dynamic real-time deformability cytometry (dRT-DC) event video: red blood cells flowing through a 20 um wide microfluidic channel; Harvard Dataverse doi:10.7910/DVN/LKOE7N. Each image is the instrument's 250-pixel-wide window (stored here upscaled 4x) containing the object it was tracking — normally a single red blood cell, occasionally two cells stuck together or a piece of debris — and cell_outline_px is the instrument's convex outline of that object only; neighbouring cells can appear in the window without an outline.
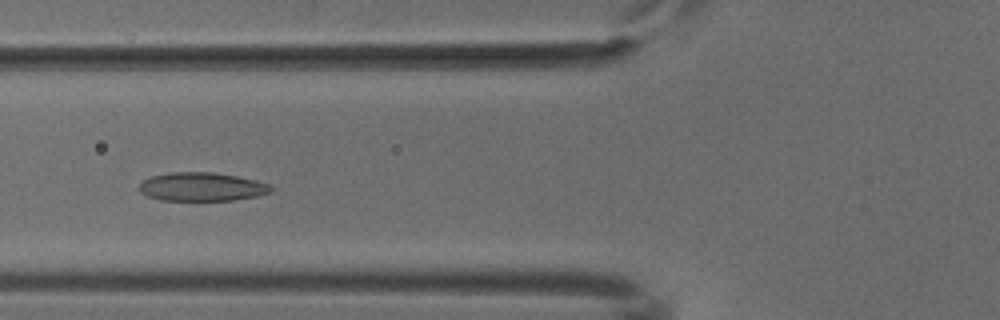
{"species": "common noctule bat (a hibernating species)", "species_latin": "Nyctalus noctula", "temperature_condition": "cold", "stored_images_in_passage": 44, "camera_frame_rate_fps": 3000, "um_per_image_px": 0.085, "animal": {"sex": "male", "body_mass_g": 18.8}, "frame": {"image": 1, "passage_image": 12, "time_ms": 3.667, "image_size_px": [1000, 320], "cell_outline_px": [[276, 188], [272, 192], [256, 196], [236, 200], [160, 200], [148, 196], [140, 192], [140, 184], [144, 180], [152, 176], [172, 172], [212, 172], [236, 176], [256, 180], [268, 184]], "centroid_in_image_um": [17.2, 15.88], "position_along_channel_um": 108.6, "area_um2": 21.91}}
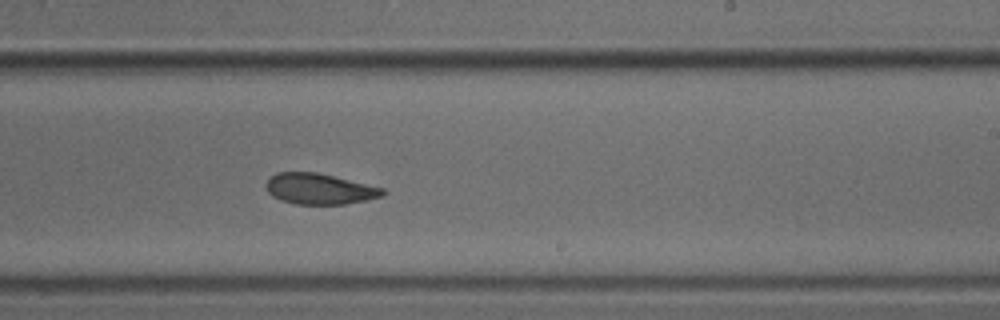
{"frame": {"image": 2, "passage_image": 24, "time_ms": 7.667, "image_size_px": [1000, 320], "cell_outline_px": [[388, 192], [384, 196], [368, 200], [344, 204], [296, 204], [280, 200], [272, 196], [268, 192], [264, 184], [276, 172], [316, 172], [384, 188]], "centroid_in_image_um": [27.17, 16.06], "position_along_channel_um": 261.8, "area_um2": 21.04}}
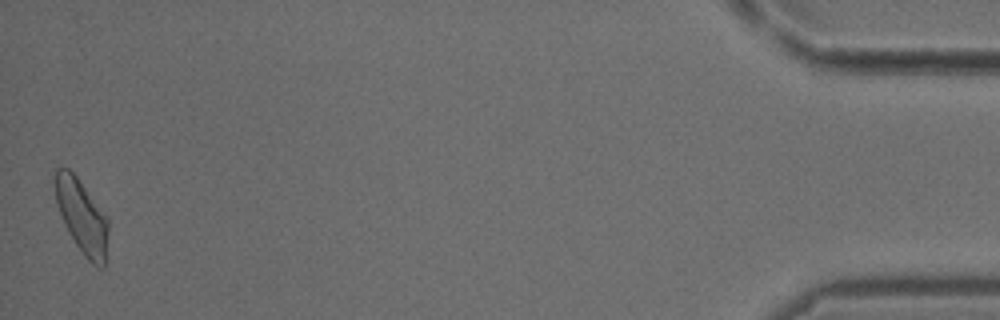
{"frame": {"image": 3, "passage_image": 44, "time_ms": 14.333, "image_size_px": [1000, 320], "cell_outline_px": [[108, 228], [104, 268], [100, 268], [92, 264], [84, 256], [68, 232], [64, 224], [56, 204], [52, 176], [56, 168], [68, 168], [76, 176], [108, 216]], "centroid_in_image_um": [6.93, 18.36], "position_along_channel_um": 428.3, "area_um2": 23.18}}